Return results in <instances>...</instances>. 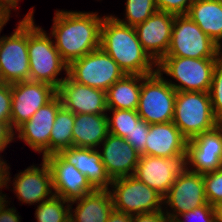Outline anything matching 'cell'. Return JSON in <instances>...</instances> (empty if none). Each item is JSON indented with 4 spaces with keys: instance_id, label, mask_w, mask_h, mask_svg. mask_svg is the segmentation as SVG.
I'll list each match as a JSON object with an SVG mask.
<instances>
[{
    "instance_id": "obj_1",
    "label": "cell",
    "mask_w": 222,
    "mask_h": 222,
    "mask_svg": "<svg viewBox=\"0 0 222 222\" xmlns=\"http://www.w3.org/2000/svg\"><path fill=\"white\" fill-rule=\"evenodd\" d=\"M103 19L97 12L56 10L50 34L68 65L100 47Z\"/></svg>"
},
{
    "instance_id": "obj_2",
    "label": "cell",
    "mask_w": 222,
    "mask_h": 222,
    "mask_svg": "<svg viewBox=\"0 0 222 222\" xmlns=\"http://www.w3.org/2000/svg\"><path fill=\"white\" fill-rule=\"evenodd\" d=\"M100 47L127 75L143 76L157 71V63L143 49L135 28L120 23L114 15L104 16Z\"/></svg>"
},
{
    "instance_id": "obj_3",
    "label": "cell",
    "mask_w": 222,
    "mask_h": 222,
    "mask_svg": "<svg viewBox=\"0 0 222 222\" xmlns=\"http://www.w3.org/2000/svg\"><path fill=\"white\" fill-rule=\"evenodd\" d=\"M47 34L35 26L34 18H28L29 80L48 83L57 89L66 78L58 75L62 70L68 74V64L56 49L53 37Z\"/></svg>"
},
{
    "instance_id": "obj_4",
    "label": "cell",
    "mask_w": 222,
    "mask_h": 222,
    "mask_svg": "<svg viewBox=\"0 0 222 222\" xmlns=\"http://www.w3.org/2000/svg\"><path fill=\"white\" fill-rule=\"evenodd\" d=\"M220 58H188L177 56H165L157 63V72L170 76L172 80L167 82L178 91L209 92L213 72Z\"/></svg>"
},
{
    "instance_id": "obj_5",
    "label": "cell",
    "mask_w": 222,
    "mask_h": 222,
    "mask_svg": "<svg viewBox=\"0 0 222 222\" xmlns=\"http://www.w3.org/2000/svg\"><path fill=\"white\" fill-rule=\"evenodd\" d=\"M172 122L188 140L220 124L214 116L209 92L199 91L176 93Z\"/></svg>"
},
{
    "instance_id": "obj_6",
    "label": "cell",
    "mask_w": 222,
    "mask_h": 222,
    "mask_svg": "<svg viewBox=\"0 0 222 222\" xmlns=\"http://www.w3.org/2000/svg\"><path fill=\"white\" fill-rule=\"evenodd\" d=\"M176 93L163 73L141 76L138 115L150 125L173 121Z\"/></svg>"
},
{
    "instance_id": "obj_7",
    "label": "cell",
    "mask_w": 222,
    "mask_h": 222,
    "mask_svg": "<svg viewBox=\"0 0 222 222\" xmlns=\"http://www.w3.org/2000/svg\"><path fill=\"white\" fill-rule=\"evenodd\" d=\"M33 11L19 21L13 34L0 37V82L29 80L28 18H34Z\"/></svg>"
},
{
    "instance_id": "obj_8",
    "label": "cell",
    "mask_w": 222,
    "mask_h": 222,
    "mask_svg": "<svg viewBox=\"0 0 222 222\" xmlns=\"http://www.w3.org/2000/svg\"><path fill=\"white\" fill-rule=\"evenodd\" d=\"M222 48L188 15H175L171 42L166 56L221 58Z\"/></svg>"
},
{
    "instance_id": "obj_9",
    "label": "cell",
    "mask_w": 222,
    "mask_h": 222,
    "mask_svg": "<svg viewBox=\"0 0 222 222\" xmlns=\"http://www.w3.org/2000/svg\"><path fill=\"white\" fill-rule=\"evenodd\" d=\"M68 75L76 82L107 91L125 73L118 64L101 48L72 61Z\"/></svg>"
},
{
    "instance_id": "obj_10",
    "label": "cell",
    "mask_w": 222,
    "mask_h": 222,
    "mask_svg": "<svg viewBox=\"0 0 222 222\" xmlns=\"http://www.w3.org/2000/svg\"><path fill=\"white\" fill-rule=\"evenodd\" d=\"M110 187L114 210L132 215L163 210L164 197L133 175L113 179Z\"/></svg>"
},
{
    "instance_id": "obj_11",
    "label": "cell",
    "mask_w": 222,
    "mask_h": 222,
    "mask_svg": "<svg viewBox=\"0 0 222 222\" xmlns=\"http://www.w3.org/2000/svg\"><path fill=\"white\" fill-rule=\"evenodd\" d=\"M187 165V152L170 158L140 155L133 176L164 197Z\"/></svg>"
},
{
    "instance_id": "obj_12",
    "label": "cell",
    "mask_w": 222,
    "mask_h": 222,
    "mask_svg": "<svg viewBox=\"0 0 222 222\" xmlns=\"http://www.w3.org/2000/svg\"><path fill=\"white\" fill-rule=\"evenodd\" d=\"M11 91L10 123L15 131L57 94L52 85L30 80L11 84Z\"/></svg>"
},
{
    "instance_id": "obj_13",
    "label": "cell",
    "mask_w": 222,
    "mask_h": 222,
    "mask_svg": "<svg viewBox=\"0 0 222 222\" xmlns=\"http://www.w3.org/2000/svg\"><path fill=\"white\" fill-rule=\"evenodd\" d=\"M206 203L203 174L193 172L188 168L182 175L176 177L163 198V206L167 204L165 208L169 206L173 211H168V208L166 211L163 210L172 222L178 215Z\"/></svg>"
},
{
    "instance_id": "obj_14",
    "label": "cell",
    "mask_w": 222,
    "mask_h": 222,
    "mask_svg": "<svg viewBox=\"0 0 222 222\" xmlns=\"http://www.w3.org/2000/svg\"><path fill=\"white\" fill-rule=\"evenodd\" d=\"M62 106L74 114H107L106 92L74 81L68 74L57 88Z\"/></svg>"
},
{
    "instance_id": "obj_15",
    "label": "cell",
    "mask_w": 222,
    "mask_h": 222,
    "mask_svg": "<svg viewBox=\"0 0 222 222\" xmlns=\"http://www.w3.org/2000/svg\"><path fill=\"white\" fill-rule=\"evenodd\" d=\"M61 106V100L56 94L16 130L19 139L25 141L34 151L42 153L43 158L49 155L50 135L57 112Z\"/></svg>"
},
{
    "instance_id": "obj_16",
    "label": "cell",
    "mask_w": 222,
    "mask_h": 222,
    "mask_svg": "<svg viewBox=\"0 0 222 222\" xmlns=\"http://www.w3.org/2000/svg\"><path fill=\"white\" fill-rule=\"evenodd\" d=\"M44 160L51 170L54 195L71 202L95 190L86 176L58 153L50 154Z\"/></svg>"
},
{
    "instance_id": "obj_17",
    "label": "cell",
    "mask_w": 222,
    "mask_h": 222,
    "mask_svg": "<svg viewBox=\"0 0 222 222\" xmlns=\"http://www.w3.org/2000/svg\"><path fill=\"white\" fill-rule=\"evenodd\" d=\"M174 20V14L157 11L134 27L143 49L156 63L168 52Z\"/></svg>"
},
{
    "instance_id": "obj_18",
    "label": "cell",
    "mask_w": 222,
    "mask_h": 222,
    "mask_svg": "<svg viewBox=\"0 0 222 222\" xmlns=\"http://www.w3.org/2000/svg\"><path fill=\"white\" fill-rule=\"evenodd\" d=\"M187 153L193 172L205 174L222 168V124L188 140Z\"/></svg>"
},
{
    "instance_id": "obj_19",
    "label": "cell",
    "mask_w": 222,
    "mask_h": 222,
    "mask_svg": "<svg viewBox=\"0 0 222 222\" xmlns=\"http://www.w3.org/2000/svg\"><path fill=\"white\" fill-rule=\"evenodd\" d=\"M42 160L41 168L33 165L19 172L13 179V191L22 203L40 204L54 195L50 167L44 158Z\"/></svg>"
},
{
    "instance_id": "obj_20",
    "label": "cell",
    "mask_w": 222,
    "mask_h": 222,
    "mask_svg": "<svg viewBox=\"0 0 222 222\" xmlns=\"http://www.w3.org/2000/svg\"><path fill=\"white\" fill-rule=\"evenodd\" d=\"M101 145V161L111 180L134 175L140 153L125 138L109 133Z\"/></svg>"
},
{
    "instance_id": "obj_21",
    "label": "cell",
    "mask_w": 222,
    "mask_h": 222,
    "mask_svg": "<svg viewBox=\"0 0 222 222\" xmlns=\"http://www.w3.org/2000/svg\"><path fill=\"white\" fill-rule=\"evenodd\" d=\"M188 139L172 122L151 124L140 155L170 158L187 152Z\"/></svg>"
},
{
    "instance_id": "obj_22",
    "label": "cell",
    "mask_w": 222,
    "mask_h": 222,
    "mask_svg": "<svg viewBox=\"0 0 222 222\" xmlns=\"http://www.w3.org/2000/svg\"><path fill=\"white\" fill-rule=\"evenodd\" d=\"M98 150L72 146L61 150L58 154L85 175L95 189H110L112 180L105 171Z\"/></svg>"
},
{
    "instance_id": "obj_23",
    "label": "cell",
    "mask_w": 222,
    "mask_h": 222,
    "mask_svg": "<svg viewBox=\"0 0 222 222\" xmlns=\"http://www.w3.org/2000/svg\"><path fill=\"white\" fill-rule=\"evenodd\" d=\"M74 203L77 206L73 211L72 205ZM113 209L110 190L95 189L92 193L70 202L69 217L73 222H107Z\"/></svg>"
},
{
    "instance_id": "obj_24",
    "label": "cell",
    "mask_w": 222,
    "mask_h": 222,
    "mask_svg": "<svg viewBox=\"0 0 222 222\" xmlns=\"http://www.w3.org/2000/svg\"><path fill=\"white\" fill-rule=\"evenodd\" d=\"M108 114H75L73 146L97 149L108 136Z\"/></svg>"
},
{
    "instance_id": "obj_25",
    "label": "cell",
    "mask_w": 222,
    "mask_h": 222,
    "mask_svg": "<svg viewBox=\"0 0 222 222\" xmlns=\"http://www.w3.org/2000/svg\"><path fill=\"white\" fill-rule=\"evenodd\" d=\"M187 15L222 48V0H194Z\"/></svg>"
},
{
    "instance_id": "obj_26",
    "label": "cell",
    "mask_w": 222,
    "mask_h": 222,
    "mask_svg": "<svg viewBox=\"0 0 222 222\" xmlns=\"http://www.w3.org/2000/svg\"><path fill=\"white\" fill-rule=\"evenodd\" d=\"M141 92V75L125 74L107 91L108 109L137 110Z\"/></svg>"
},
{
    "instance_id": "obj_27",
    "label": "cell",
    "mask_w": 222,
    "mask_h": 222,
    "mask_svg": "<svg viewBox=\"0 0 222 222\" xmlns=\"http://www.w3.org/2000/svg\"><path fill=\"white\" fill-rule=\"evenodd\" d=\"M75 114L61 106L57 112L49 140V155L73 146L72 130Z\"/></svg>"
},
{
    "instance_id": "obj_28",
    "label": "cell",
    "mask_w": 222,
    "mask_h": 222,
    "mask_svg": "<svg viewBox=\"0 0 222 222\" xmlns=\"http://www.w3.org/2000/svg\"><path fill=\"white\" fill-rule=\"evenodd\" d=\"M67 203V205H66ZM70 202L53 195L41 202L35 211L37 222H64L69 218Z\"/></svg>"
},
{
    "instance_id": "obj_29",
    "label": "cell",
    "mask_w": 222,
    "mask_h": 222,
    "mask_svg": "<svg viewBox=\"0 0 222 222\" xmlns=\"http://www.w3.org/2000/svg\"><path fill=\"white\" fill-rule=\"evenodd\" d=\"M125 19L114 17L122 24L135 27L158 11L155 0H126Z\"/></svg>"
},
{
    "instance_id": "obj_30",
    "label": "cell",
    "mask_w": 222,
    "mask_h": 222,
    "mask_svg": "<svg viewBox=\"0 0 222 222\" xmlns=\"http://www.w3.org/2000/svg\"><path fill=\"white\" fill-rule=\"evenodd\" d=\"M108 111L113 112L111 117H107L109 133L122 138L131 133L140 119L137 110L108 109Z\"/></svg>"
},
{
    "instance_id": "obj_31",
    "label": "cell",
    "mask_w": 222,
    "mask_h": 222,
    "mask_svg": "<svg viewBox=\"0 0 222 222\" xmlns=\"http://www.w3.org/2000/svg\"><path fill=\"white\" fill-rule=\"evenodd\" d=\"M209 95L214 116L222 124V57L216 63Z\"/></svg>"
},
{
    "instance_id": "obj_32",
    "label": "cell",
    "mask_w": 222,
    "mask_h": 222,
    "mask_svg": "<svg viewBox=\"0 0 222 222\" xmlns=\"http://www.w3.org/2000/svg\"><path fill=\"white\" fill-rule=\"evenodd\" d=\"M207 202L216 207L222 203V168L203 174Z\"/></svg>"
},
{
    "instance_id": "obj_33",
    "label": "cell",
    "mask_w": 222,
    "mask_h": 222,
    "mask_svg": "<svg viewBox=\"0 0 222 222\" xmlns=\"http://www.w3.org/2000/svg\"><path fill=\"white\" fill-rule=\"evenodd\" d=\"M188 219H198L197 222H217L216 219V209L214 206L210 205L208 202L204 205L196 207L188 212H184L177 216L172 222H186L181 218ZM189 222V221H187ZM191 222V220H190Z\"/></svg>"
},
{
    "instance_id": "obj_34",
    "label": "cell",
    "mask_w": 222,
    "mask_h": 222,
    "mask_svg": "<svg viewBox=\"0 0 222 222\" xmlns=\"http://www.w3.org/2000/svg\"><path fill=\"white\" fill-rule=\"evenodd\" d=\"M149 127L150 124L140 118L131 133L127 134V137L125 138L126 141L129 142L132 147L140 154L145 149Z\"/></svg>"
},
{
    "instance_id": "obj_35",
    "label": "cell",
    "mask_w": 222,
    "mask_h": 222,
    "mask_svg": "<svg viewBox=\"0 0 222 222\" xmlns=\"http://www.w3.org/2000/svg\"><path fill=\"white\" fill-rule=\"evenodd\" d=\"M194 0H155L158 11L187 15Z\"/></svg>"
},
{
    "instance_id": "obj_36",
    "label": "cell",
    "mask_w": 222,
    "mask_h": 222,
    "mask_svg": "<svg viewBox=\"0 0 222 222\" xmlns=\"http://www.w3.org/2000/svg\"><path fill=\"white\" fill-rule=\"evenodd\" d=\"M11 84L0 82V121H11Z\"/></svg>"
},
{
    "instance_id": "obj_37",
    "label": "cell",
    "mask_w": 222,
    "mask_h": 222,
    "mask_svg": "<svg viewBox=\"0 0 222 222\" xmlns=\"http://www.w3.org/2000/svg\"><path fill=\"white\" fill-rule=\"evenodd\" d=\"M132 222H171L163 210L133 215Z\"/></svg>"
},
{
    "instance_id": "obj_38",
    "label": "cell",
    "mask_w": 222,
    "mask_h": 222,
    "mask_svg": "<svg viewBox=\"0 0 222 222\" xmlns=\"http://www.w3.org/2000/svg\"><path fill=\"white\" fill-rule=\"evenodd\" d=\"M16 131L11 126V123L0 121V152L7 148L8 144L12 142Z\"/></svg>"
},
{
    "instance_id": "obj_39",
    "label": "cell",
    "mask_w": 222,
    "mask_h": 222,
    "mask_svg": "<svg viewBox=\"0 0 222 222\" xmlns=\"http://www.w3.org/2000/svg\"><path fill=\"white\" fill-rule=\"evenodd\" d=\"M16 211L17 210H15V207L9 208L8 205H6L0 211V222H21L20 216L17 214Z\"/></svg>"
},
{
    "instance_id": "obj_40",
    "label": "cell",
    "mask_w": 222,
    "mask_h": 222,
    "mask_svg": "<svg viewBox=\"0 0 222 222\" xmlns=\"http://www.w3.org/2000/svg\"><path fill=\"white\" fill-rule=\"evenodd\" d=\"M10 169V166L7 165L6 161L1 159L0 156V187L7 188L9 185H7L10 180V172L8 171Z\"/></svg>"
},
{
    "instance_id": "obj_41",
    "label": "cell",
    "mask_w": 222,
    "mask_h": 222,
    "mask_svg": "<svg viewBox=\"0 0 222 222\" xmlns=\"http://www.w3.org/2000/svg\"><path fill=\"white\" fill-rule=\"evenodd\" d=\"M133 215L114 210L110 213L107 222H132Z\"/></svg>"
},
{
    "instance_id": "obj_42",
    "label": "cell",
    "mask_w": 222,
    "mask_h": 222,
    "mask_svg": "<svg viewBox=\"0 0 222 222\" xmlns=\"http://www.w3.org/2000/svg\"><path fill=\"white\" fill-rule=\"evenodd\" d=\"M19 1L20 0H0V9H2L10 17L11 9L17 10Z\"/></svg>"
},
{
    "instance_id": "obj_43",
    "label": "cell",
    "mask_w": 222,
    "mask_h": 222,
    "mask_svg": "<svg viewBox=\"0 0 222 222\" xmlns=\"http://www.w3.org/2000/svg\"><path fill=\"white\" fill-rule=\"evenodd\" d=\"M9 18L10 17L2 9H0V33L3 26L8 22Z\"/></svg>"
},
{
    "instance_id": "obj_44",
    "label": "cell",
    "mask_w": 222,
    "mask_h": 222,
    "mask_svg": "<svg viewBox=\"0 0 222 222\" xmlns=\"http://www.w3.org/2000/svg\"><path fill=\"white\" fill-rule=\"evenodd\" d=\"M0 189H3V187H0ZM0 211L7 205L8 200L6 201L5 199H7L6 194L2 193V190H0Z\"/></svg>"
},
{
    "instance_id": "obj_45",
    "label": "cell",
    "mask_w": 222,
    "mask_h": 222,
    "mask_svg": "<svg viewBox=\"0 0 222 222\" xmlns=\"http://www.w3.org/2000/svg\"><path fill=\"white\" fill-rule=\"evenodd\" d=\"M215 209L217 222H222V203H219Z\"/></svg>"
},
{
    "instance_id": "obj_46",
    "label": "cell",
    "mask_w": 222,
    "mask_h": 222,
    "mask_svg": "<svg viewBox=\"0 0 222 222\" xmlns=\"http://www.w3.org/2000/svg\"><path fill=\"white\" fill-rule=\"evenodd\" d=\"M64 222H73L72 219L69 217L66 221Z\"/></svg>"
}]
</instances>
